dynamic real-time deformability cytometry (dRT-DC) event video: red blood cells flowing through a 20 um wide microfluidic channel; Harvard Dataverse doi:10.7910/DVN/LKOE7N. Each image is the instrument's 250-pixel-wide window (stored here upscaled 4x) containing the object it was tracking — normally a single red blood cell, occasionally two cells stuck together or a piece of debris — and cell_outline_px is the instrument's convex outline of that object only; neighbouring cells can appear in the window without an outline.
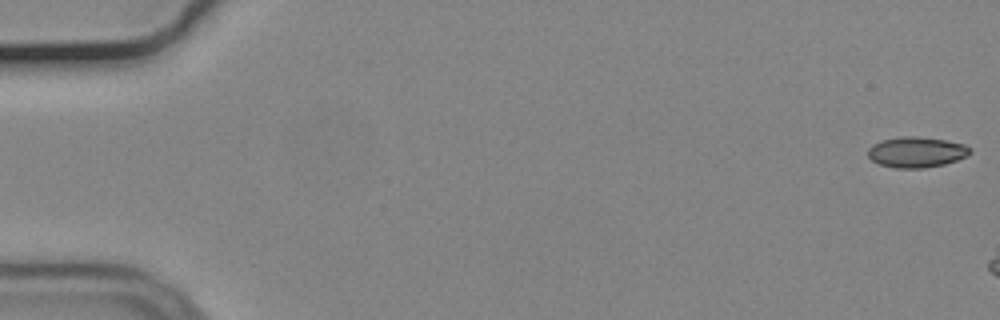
{"species": "common noctule bat (a hibernating species)", "species_latin": "Nyctalus noctula", "temperature_condition": "cold", "stored_images_in_passage": 7, "camera_frame_rate_fps": 3000, "um_per_image_px": 0.085, "animal": {"sex": "male", "body_mass_g": 19.2, "forearm_length_mm": 51.8}, "frame": {"image": 1, "passage_image": 1, "time_ms": 0.0, "image_size_px": [1000, 320], "cell_outline_px": [[972, 152], [968, 156], [944, 164], [924, 168], [896, 168], [880, 164], [872, 160], [868, 156], [868, 148], [872, 144], [880, 140], [900, 136], [916, 136], [944, 140], [964, 144], [972, 148]], "centroid_in_image_um": [77.9, 12.92], "position_along_channel_um": 7.1, "area_um2": 18.32}}